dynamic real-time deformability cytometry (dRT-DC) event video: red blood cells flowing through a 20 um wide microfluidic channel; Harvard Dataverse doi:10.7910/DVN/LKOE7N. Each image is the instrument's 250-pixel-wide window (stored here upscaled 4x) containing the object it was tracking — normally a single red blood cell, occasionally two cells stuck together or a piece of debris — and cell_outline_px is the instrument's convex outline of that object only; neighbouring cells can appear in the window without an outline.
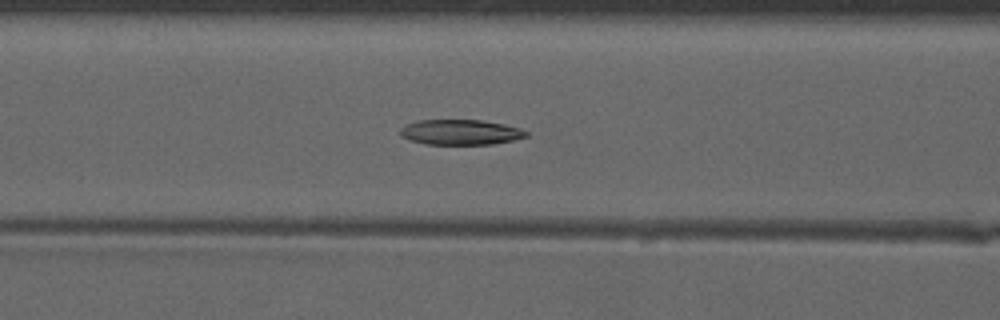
{"species": "common noctule bat (a hibernating species)", "species_latin": "Nyctalus noctula", "temperature_condition": "warm", "stored_images_in_passage": 37, "camera_frame_rate_fps": 3000, "um_per_image_px": 0.085, "animal": {"sex": "male", "forearm_length_mm": 52.5}, "frame": {"image": 1, "passage_image": 8, "time_ms": 2.333, "image_size_px": [1000, 320], "cell_outline_px": [[528, 136], [512, 140], [492, 144], [424, 144], [400, 136], [400, 128], [416, 120], [480, 120], [504, 124], [520, 128], [528, 132]], "centroid_in_image_um": [39.14, 11.23], "position_along_channel_um": 127.5, "area_um2": 18.44}}
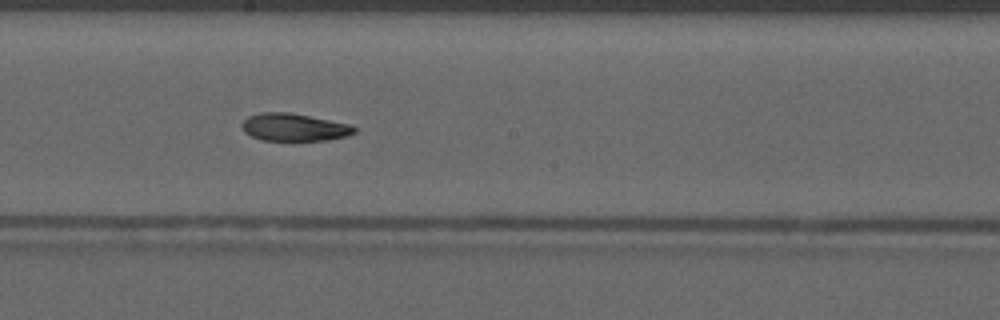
{"frame": {"image": 2, "passage_image": 15, "time_ms": 4.667, "image_size_px": [1000, 320], "cell_outline_px": [[356, 132], [348, 136], [328, 140], [292, 144], [260, 140], [244, 132], [240, 124], [248, 116], [260, 112], [288, 112], [352, 124], [356, 128]], "centroid_in_image_um": [25.0, 10.87], "position_along_channel_um": 223.2, "area_um2": 19.19}}
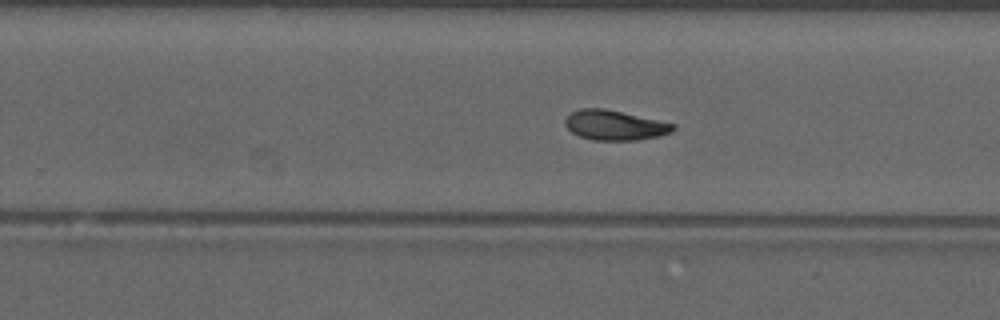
{"frame": {"image": 3, "passage_image": 19, "time_ms": 6.0, "image_size_px": [1000, 320], "cell_outline_px": [[676, 128], [672, 132], [656, 136], [636, 140], [592, 140], [580, 136], [572, 132], [564, 124], [564, 116], [580, 108], [604, 108], [676, 124]], "centroid_in_image_um": [52.22, 10.63], "position_along_channel_um": 277.6, "area_um2": 18.79}, "authors_computed_cell_mechanics": {"area_um2": 18.785, "velocity_mm_per_s": 4.1097, "shape_relaxation_time_tau1_ms": 9.0089, "shape_relaxation_time_tau2_ms": 4.6244, "deformation_change_tau1": 0.2104, "deformation_change_tau2": 0.1017}}